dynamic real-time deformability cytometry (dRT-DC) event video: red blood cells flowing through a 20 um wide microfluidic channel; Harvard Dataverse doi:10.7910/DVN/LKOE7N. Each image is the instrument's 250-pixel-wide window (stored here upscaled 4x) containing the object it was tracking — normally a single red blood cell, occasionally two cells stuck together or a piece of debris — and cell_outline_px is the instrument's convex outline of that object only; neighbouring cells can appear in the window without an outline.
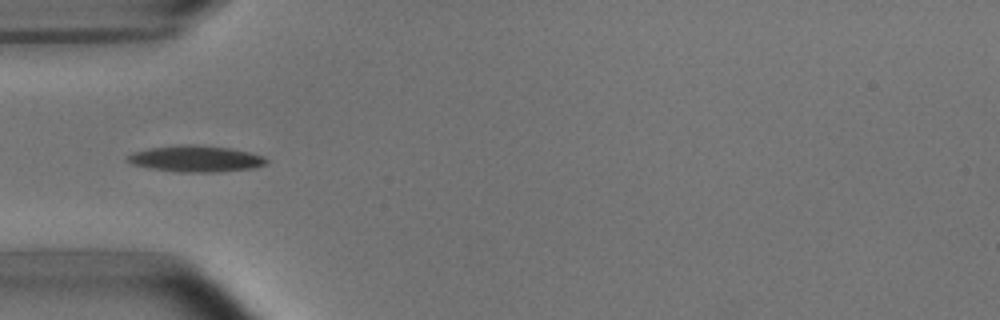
{"species": "common noctule bat (a hibernating species)", "species_latin": "Nyctalus noctula", "temperature_condition": "room temperature", "stored_images_in_passage": 37, "camera_frame_rate_fps": 3000, "um_per_image_px": 0.085, "animal": {"sex": "male", "body_mass_g": 15.6}, "frame": {"image": 1, "passage_image": 1, "time_ms": 0.0, "image_size_px": [1000, 320], "cell_outline_px": [[268, 164], [256, 168], [216, 172], [180, 172], [148, 168], [132, 164], [124, 160], [132, 152], [148, 148], [184, 144], [196, 144], [232, 148], [264, 156], [268, 160]], "centroid_in_image_um": [16.65, 13.49], "position_along_channel_um": 68.3, "area_um2": 21.62}}
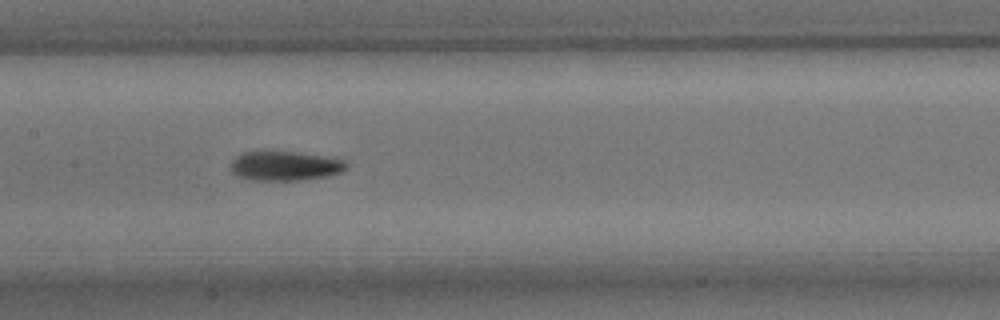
{"frame": {"image": 2, "passage_image": 10, "time_ms": 3.0, "image_size_px": [1000, 320], "cell_outline_px": [[348, 168], [340, 172], [328, 176], [300, 180], [248, 180], [236, 176], [232, 172], [228, 164], [236, 156], [244, 152], [296, 152], [324, 156], [344, 160], [348, 164]], "centroid_in_image_um": [24.19, 14.11], "position_along_channel_um": 183.2, "area_um2": 19.94}}
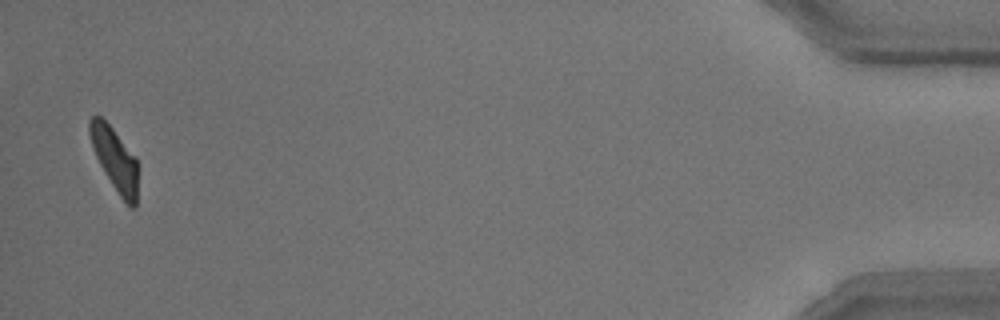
{"frame": {"image": 3, "passage_image": 36, "time_ms": 11.667, "image_size_px": [1000, 320], "cell_outline_px": [[136, 208], [132, 208], [120, 196], [112, 184], [100, 164], [96, 156], [88, 132], [88, 120], [92, 116], [100, 116], [112, 128], [136, 156]], "centroid_in_image_um": [9.73, 13.49], "position_along_channel_um": 425.5, "area_um2": 17.22}, "authors_computed_cell_mechanics": {"area_um2": 19.3052, "velocity_mm_per_s": 3.7925, "shape_relaxation_time_tau1_ms": 3.8149, "shape_relaxation_time_tau2_ms": 2.6507, "deformation_change_tau1": 0.1495, "deformation_change_tau2": 0.091}}